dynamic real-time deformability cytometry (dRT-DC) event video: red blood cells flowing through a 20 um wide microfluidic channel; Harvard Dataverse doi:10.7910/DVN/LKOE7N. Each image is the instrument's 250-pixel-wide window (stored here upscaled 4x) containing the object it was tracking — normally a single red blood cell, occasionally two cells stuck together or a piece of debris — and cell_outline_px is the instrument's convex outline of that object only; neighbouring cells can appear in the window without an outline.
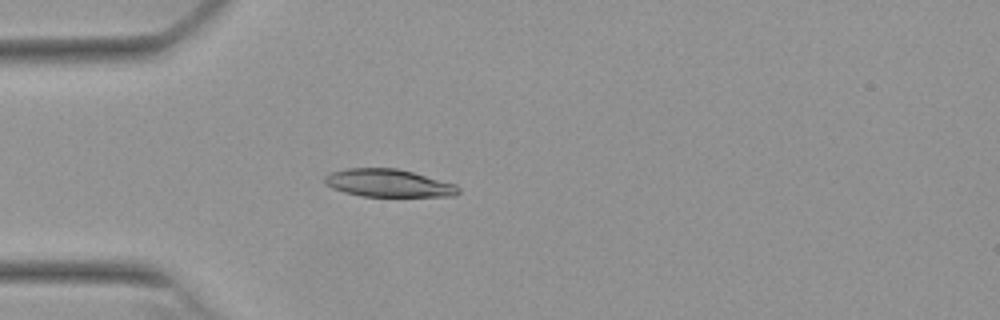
{"species": "Egyptian fruit bat (a non-hibernating species)", "species_latin": "Rousettus aegyptiacus", "temperature_condition": "warm", "stored_images_in_passage": 39, "camera_frame_rate_fps": 3000, "um_per_image_px": 0.085, "animal": {"sex": "female"}, "frame": {"image": 1, "passage_image": 5, "time_ms": 1.333, "image_size_px": [1000, 320], "cell_outline_px": [[460, 192], [456, 196], [364, 196], [344, 192], [332, 188], [324, 184], [324, 176], [332, 172], [344, 168], [396, 168], [412, 172], [456, 184], [460, 188]], "centroid_in_image_um": [33.01, 15.56], "position_along_channel_um": 52.0, "area_um2": 21.62}}
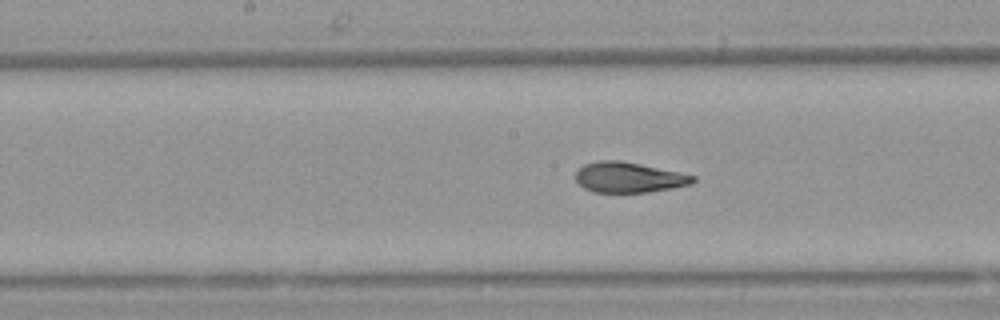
{"frame": {"image": 2, "passage_image": 17, "time_ms": 5.333, "image_size_px": [1000, 320], "cell_outline_px": [[696, 180], [692, 184], [672, 188], [648, 192], [592, 192], [584, 188], [576, 180], [576, 172], [584, 164], [600, 160], [620, 160], [680, 172], [696, 176]], "centroid_in_image_um": [53.46, 15.07], "position_along_channel_um": 194.7, "area_um2": 20.75}}
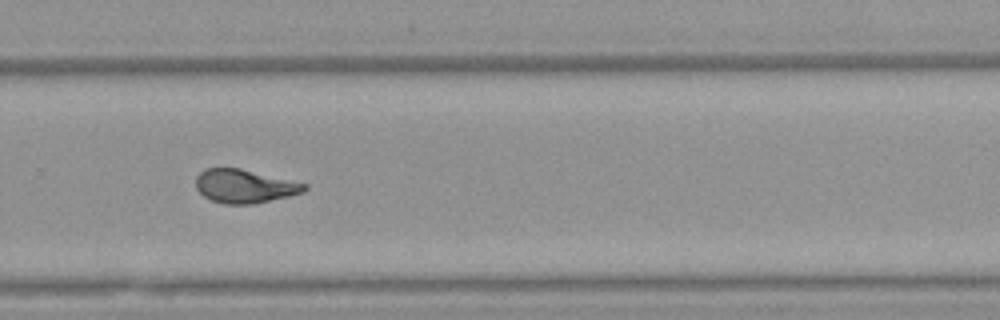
{"frame": {"image": 3, "passage_image": 26, "time_ms": 8.333, "image_size_px": [1000, 320], "cell_outline_px": [[308, 188], [304, 192], [288, 196], [252, 204], [224, 204], [212, 200], [204, 196], [196, 188], [196, 176], [204, 168], [240, 168], [308, 184]], "centroid_in_image_um": [20.78, 15.82], "position_along_channel_um": 309.0, "area_um2": 21.15}, "authors_computed_cell_mechanics": {"area_um2": 21.6172, "velocity_mm_per_s": 3.8231, "shape_relaxation_time_tau1_ms": 8.1263, "shape_relaxation_time_tau2_ms": 1.3393, "deformation_change_tau1": 0.2422, "deformation_change_tau2": 0.0576}}